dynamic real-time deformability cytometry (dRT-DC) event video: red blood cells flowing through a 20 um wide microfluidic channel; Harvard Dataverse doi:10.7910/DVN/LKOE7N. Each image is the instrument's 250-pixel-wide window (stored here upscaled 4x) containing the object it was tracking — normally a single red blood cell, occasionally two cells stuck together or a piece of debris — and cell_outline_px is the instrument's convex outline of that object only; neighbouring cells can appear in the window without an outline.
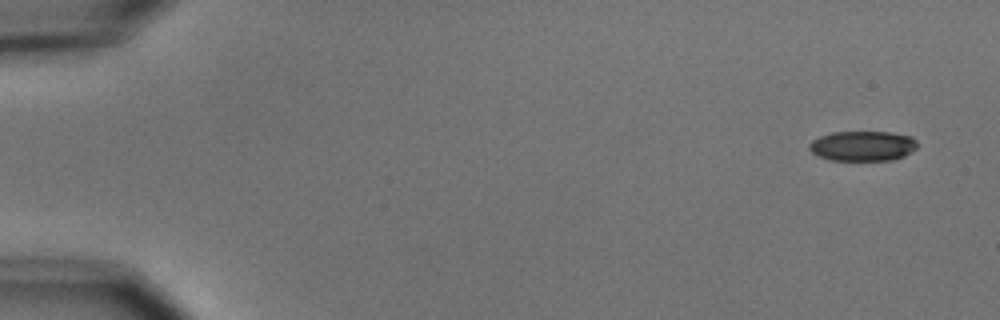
{"species": "common noctule bat (a hibernating species)", "species_latin": "Nyctalus noctula", "temperature_condition": "cold", "stored_images_in_passage": 6, "camera_frame_rate_fps": 3000, "um_per_image_px": 0.085, "animal": {"sex": "male", "body_mass_g": 15.6}, "frame": {"image": 1, "passage_image": 1, "time_ms": 0.0, "image_size_px": [1000, 320], "cell_outline_px": [[916, 148], [904, 156], [892, 160], [828, 160], [812, 152], [808, 148], [808, 144], [812, 140], [820, 136], [832, 132], [888, 132], [912, 136], [916, 140]], "centroid_in_image_um": [73.31, 12.4], "position_along_channel_um": 11.7, "area_um2": 18.9}}
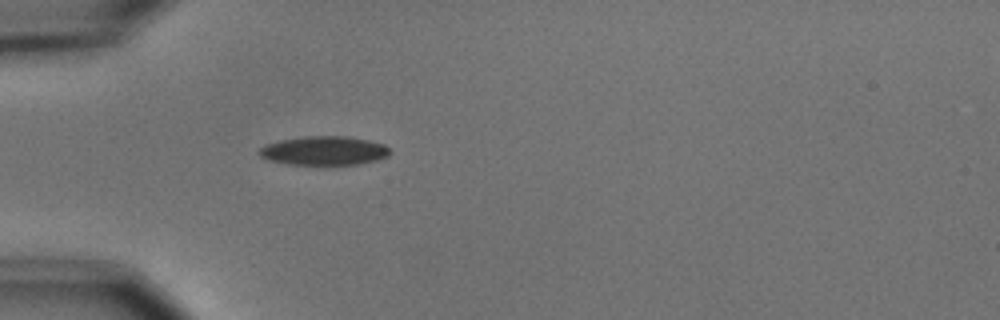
{"frame": {"image": 2, "passage_image": 5, "time_ms": 4.667, "image_size_px": [1000, 320], "cell_outline_px": [[392, 152], [388, 156], [376, 160], [360, 164], [288, 164], [268, 160], [260, 156], [256, 152], [264, 144], [280, 140], [304, 136], [344, 136], [368, 140], [384, 144]], "centroid_in_image_um": [27.52, 12.8], "position_along_channel_um": 57.5, "area_um2": 22.08}}